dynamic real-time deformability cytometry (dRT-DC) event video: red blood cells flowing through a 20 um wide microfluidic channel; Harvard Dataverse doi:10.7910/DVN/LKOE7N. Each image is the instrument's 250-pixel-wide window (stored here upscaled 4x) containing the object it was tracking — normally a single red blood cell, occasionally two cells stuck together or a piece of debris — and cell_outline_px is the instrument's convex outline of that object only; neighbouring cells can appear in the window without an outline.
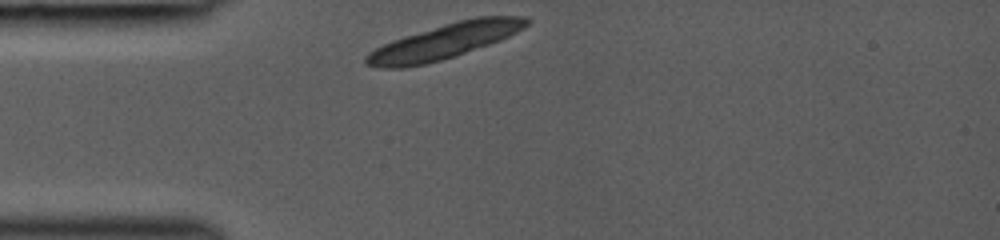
{"species": "common noctule bat (a hibernating species)", "species_latin": "Nyctalus noctula", "temperature_condition": "room temperature", "stored_images_in_passage": 28, "camera_frame_rate_fps": 3000, "um_per_image_px": 0.085, "animal": {"sex": "female", "body_mass_g": 19.0, "forearm_length_mm": 53.3}, "frame": {"image": 1, "passage_image": 1, "time_ms": 0.0, "image_size_px": [1000, 240], "cell_outline_px": [[532, 20], [524, 28], [500, 40], [440, 60], [424, 64], [404, 68], [376, 68], [364, 64], [364, 56], [368, 52], [392, 40], [456, 20], [476, 16], [528, 16]], "centroid_in_image_um": [37.76, 3.5], "position_along_channel_um": 47.2, "area_um2": 32.6}}